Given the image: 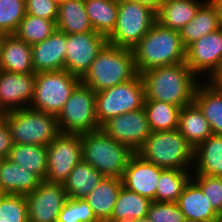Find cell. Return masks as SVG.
<instances>
[{
    "mask_svg": "<svg viewBox=\"0 0 222 222\" xmlns=\"http://www.w3.org/2000/svg\"><path fill=\"white\" fill-rule=\"evenodd\" d=\"M140 75L145 87V100H158L181 108L193 103L201 82L185 62L155 67Z\"/></svg>",
    "mask_w": 222,
    "mask_h": 222,
    "instance_id": "obj_1",
    "label": "cell"
},
{
    "mask_svg": "<svg viewBox=\"0 0 222 222\" xmlns=\"http://www.w3.org/2000/svg\"><path fill=\"white\" fill-rule=\"evenodd\" d=\"M132 50L138 74L185 62L186 48L179 31L166 28L157 21Z\"/></svg>",
    "mask_w": 222,
    "mask_h": 222,
    "instance_id": "obj_2",
    "label": "cell"
},
{
    "mask_svg": "<svg viewBox=\"0 0 222 222\" xmlns=\"http://www.w3.org/2000/svg\"><path fill=\"white\" fill-rule=\"evenodd\" d=\"M133 50L107 43L81 82L95 93L133 79L137 75Z\"/></svg>",
    "mask_w": 222,
    "mask_h": 222,
    "instance_id": "obj_3",
    "label": "cell"
},
{
    "mask_svg": "<svg viewBox=\"0 0 222 222\" xmlns=\"http://www.w3.org/2000/svg\"><path fill=\"white\" fill-rule=\"evenodd\" d=\"M136 153L162 169L193 170L194 148L178 129L151 132Z\"/></svg>",
    "mask_w": 222,
    "mask_h": 222,
    "instance_id": "obj_4",
    "label": "cell"
},
{
    "mask_svg": "<svg viewBox=\"0 0 222 222\" xmlns=\"http://www.w3.org/2000/svg\"><path fill=\"white\" fill-rule=\"evenodd\" d=\"M80 135L82 160L104 177L122 178L135 152L109 137L101 128Z\"/></svg>",
    "mask_w": 222,
    "mask_h": 222,
    "instance_id": "obj_5",
    "label": "cell"
},
{
    "mask_svg": "<svg viewBox=\"0 0 222 222\" xmlns=\"http://www.w3.org/2000/svg\"><path fill=\"white\" fill-rule=\"evenodd\" d=\"M16 144L47 146L59 133L57 116L24 107L1 114Z\"/></svg>",
    "mask_w": 222,
    "mask_h": 222,
    "instance_id": "obj_6",
    "label": "cell"
},
{
    "mask_svg": "<svg viewBox=\"0 0 222 222\" xmlns=\"http://www.w3.org/2000/svg\"><path fill=\"white\" fill-rule=\"evenodd\" d=\"M156 22V11L133 0H118V17L108 43L133 49Z\"/></svg>",
    "mask_w": 222,
    "mask_h": 222,
    "instance_id": "obj_7",
    "label": "cell"
},
{
    "mask_svg": "<svg viewBox=\"0 0 222 222\" xmlns=\"http://www.w3.org/2000/svg\"><path fill=\"white\" fill-rule=\"evenodd\" d=\"M81 79L67 70L35 73L30 108L58 116Z\"/></svg>",
    "mask_w": 222,
    "mask_h": 222,
    "instance_id": "obj_8",
    "label": "cell"
},
{
    "mask_svg": "<svg viewBox=\"0 0 222 222\" xmlns=\"http://www.w3.org/2000/svg\"><path fill=\"white\" fill-rule=\"evenodd\" d=\"M145 87L140 74L96 93V118L101 126L112 117L144 107Z\"/></svg>",
    "mask_w": 222,
    "mask_h": 222,
    "instance_id": "obj_9",
    "label": "cell"
},
{
    "mask_svg": "<svg viewBox=\"0 0 222 222\" xmlns=\"http://www.w3.org/2000/svg\"><path fill=\"white\" fill-rule=\"evenodd\" d=\"M95 101L96 93L81 82L57 116L60 133L84 134L100 129Z\"/></svg>",
    "mask_w": 222,
    "mask_h": 222,
    "instance_id": "obj_10",
    "label": "cell"
},
{
    "mask_svg": "<svg viewBox=\"0 0 222 222\" xmlns=\"http://www.w3.org/2000/svg\"><path fill=\"white\" fill-rule=\"evenodd\" d=\"M47 156L44 181L64 184L72 169L82 160L81 135L59 133L47 145Z\"/></svg>",
    "mask_w": 222,
    "mask_h": 222,
    "instance_id": "obj_11",
    "label": "cell"
},
{
    "mask_svg": "<svg viewBox=\"0 0 222 222\" xmlns=\"http://www.w3.org/2000/svg\"><path fill=\"white\" fill-rule=\"evenodd\" d=\"M100 128L109 137L128 146L135 153L152 132L144 108L112 117Z\"/></svg>",
    "mask_w": 222,
    "mask_h": 222,
    "instance_id": "obj_12",
    "label": "cell"
},
{
    "mask_svg": "<svg viewBox=\"0 0 222 222\" xmlns=\"http://www.w3.org/2000/svg\"><path fill=\"white\" fill-rule=\"evenodd\" d=\"M107 43V37L95 31L67 34L65 70L81 79Z\"/></svg>",
    "mask_w": 222,
    "mask_h": 222,
    "instance_id": "obj_13",
    "label": "cell"
},
{
    "mask_svg": "<svg viewBox=\"0 0 222 222\" xmlns=\"http://www.w3.org/2000/svg\"><path fill=\"white\" fill-rule=\"evenodd\" d=\"M185 63L199 79H208L222 64V27L189 45Z\"/></svg>",
    "mask_w": 222,
    "mask_h": 222,
    "instance_id": "obj_14",
    "label": "cell"
},
{
    "mask_svg": "<svg viewBox=\"0 0 222 222\" xmlns=\"http://www.w3.org/2000/svg\"><path fill=\"white\" fill-rule=\"evenodd\" d=\"M29 222H57L68 196L63 184L42 181L31 193L25 195Z\"/></svg>",
    "mask_w": 222,
    "mask_h": 222,
    "instance_id": "obj_15",
    "label": "cell"
},
{
    "mask_svg": "<svg viewBox=\"0 0 222 222\" xmlns=\"http://www.w3.org/2000/svg\"><path fill=\"white\" fill-rule=\"evenodd\" d=\"M35 73L0 70V115L29 107L34 94Z\"/></svg>",
    "mask_w": 222,
    "mask_h": 222,
    "instance_id": "obj_16",
    "label": "cell"
},
{
    "mask_svg": "<svg viewBox=\"0 0 222 222\" xmlns=\"http://www.w3.org/2000/svg\"><path fill=\"white\" fill-rule=\"evenodd\" d=\"M162 170L135 153L130 158L121 178L123 187L151 201H156V188Z\"/></svg>",
    "mask_w": 222,
    "mask_h": 222,
    "instance_id": "obj_17",
    "label": "cell"
},
{
    "mask_svg": "<svg viewBox=\"0 0 222 222\" xmlns=\"http://www.w3.org/2000/svg\"><path fill=\"white\" fill-rule=\"evenodd\" d=\"M67 34L56 30L45 40L32 45V63L35 73L65 69Z\"/></svg>",
    "mask_w": 222,
    "mask_h": 222,
    "instance_id": "obj_18",
    "label": "cell"
},
{
    "mask_svg": "<svg viewBox=\"0 0 222 222\" xmlns=\"http://www.w3.org/2000/svg\"><path fill=\"white\" fill-rule=\"evenodd\" d=\"M177 204L188 222H208L220 217L192 179L186 184Z\"/></svg>",
    "mask_w": 222,
    "mask_h": 222,
    "instance_id": "obj_19",
    "label": "cell"
},
{
    "mask_svg": "<svg viewBox=\"0 0 222 222\" xmlns=\"http://www.w3.org/2000/svg\"><path fill=\"white\" fill-rule=\"evenodd\" d=\"M41 182L36 174L19 167L7 158L0 163V194L27 195Z\"/></svg>",
    "mask_w": 222,
    "mask_h": 222,
    "instance_id": "obj_20",
    "label": "cell"
},
{
    "mask_svg": "<svg viewBox=\"0 0 222 222\" xmlns=\"http://www.w3.org/2000/svg\"><path fill=\"white\" fill-rule=\"evenodd\" d=\"M222 27V18L218 7L205 1L197 10L195 17L179 30L183 45H189L202 36L212 33Z\"/></svg>",
    "mask_w": 222,
    "mask_h": 222,
    "instance_id": "obj_21",
    "label": "cell"
},
{
    "mask_svg": "<svg viewBox=\"0 0 222 222\" xmlns=\"http://www.w3.org/2000/svg\"><path fill=\"white\" fill-rule=\"evenodd\" d=\"M0 70L35 73L32 63V46L15 34H7L0 52Z\"/></svg>",
    "mask_w": 222,
    "mask_h": 222,
    "instance_id": "obj_22",
    "label": "cell"
},
{
    "mask_svg": "<svg viewBox=\"0 0 222 222\" xmlns=\"http://www.w3.org/2000/svg\"><path fill=\"white\" fill-rule=\"evenodd\" d=\"M122 187L121 178L104 177L84 199L89 203L99 222H108L111 219L113 207Z\"/></svg>",
    "mask_w": 222,
    "mask_h": 222,
    "instance_id": "obj_23",
    "label": "cell"
},
{
    "mask_svg": "<svg viewBox=\"0 0 222 222\" xmlns=\"http://www.w3.org/2000/svg\"><path fill=\"white\" fill-rule=\"evenodd\" d=\"M206 0H164L156 11V21L172 30L179 31L191 19Z\"/></svg>",
    "mask_w": 222,
    "mask_h": 222,
    "instance_id": "obj_24",
    "label": "cell"
},
{
    "mask_svg": "<svg viewBox=\"0 0 222 222\" xmlns=\"http://www.w3.org/2000/svg\"><path fill=\"white\" fill-rule=\"evenodd\" d=\"M192 174L222 177V136L211 135L194 149Z\"/></svg>",
    "mask_w": 222,
    "mask_h": 222,
    "instance_id": "obj_25",
    "label": "cell"
},
{
    "mask_svg": "<svg viewBox=\"0 0 222 222\" xmlns=\"http://www.w3.org/2000/svg\"><path fill=\"white\" fill-rule=\"evenodd\" d=\"M178 130L194 149L213 135L208 120L194 102L181 108Z\"/></svg>",
    "mask_w": 222,
    "mask_h": 222,
    "instance_id": "obj_26",
    "label": "cell"
},
{
    "mask_svg": "<svg viewBox=\"0 0 222 222\" xmlns=\"http://www.w3.org/2000/svg\"><path fill=\"white\" fill-rule=\"evenodd\" d=\"M57 29L66 34L94 31L86 12L84 0H65L58 4Z\"/></svg>",
    "mask_w": 222,
    "mask_h": 222,
    "instance_id": "obj_27",
    "label": "cell"
},
{
    "mask_svg": "<svg viewBox=\"0 0 222 222\" xmlns=\"http://www.w3.org/2000/svg\"><path fill=\"white\" fill-rule=\"evenodd\" d=\"M104 176L90 164L81 160L71 171L63 186L68 198L85 199Z\"/></svg>",
    "mask_w": 222,
    "mask_h": 222,
    "instance_id": "obj_28",
    "label": "cell"
},
{
    "mask_svg": "<svg viewBox=\"0 0 222 222\" xmlns=\"http://www.w3.org/2000/svg\"><path fill=\"white\" fill-rule=\"evenodd\" d=\"M197 86L193 102L208 120L213 135L222 136V94L207 81Z\"/></svg>",
    "mask_w": 222,
    "mask_h": 222,
    "instance_id": "obj_29",
    "label": "cell"
},
{
    "mask_svg": "<svg viewBox=\"0 0 222 222\" xmlns=\"http://www.w3.org/2000/svg\"><path fill=\"white\" fill-rule=\"evenodd\" d=\"M47 158V146L16 143H13L7 157L19 167L36 174L42 181L47 173Z\"/></svg>",
    "mask_w": 222,
    "mask_h": 222,
    "instance_id": "obj_30",
    "label": "cell"
},
{
    "mask_svg": "<svg viewBox=\"0 0 222 222\" xmlns=\"http://www.w3.org/2000/svg\"><path fill=\"white\" fill-rule=\"evenodd\" d=\"M153 201L122 187L108 222H127L145 218Z\"/></svg>",
    "mask_w": 222,
    "mask_h": 222,
    "instance_id": "obj_31",
    "label": "cell"
},
{
    "mask_svg": "<svg viewBox=\"0 0 222 222\" xmlns=\"http://www.w3.org/2000/svg\"><path fill=\"white\" fill-rule=\"evenodd\" d=\"M87 15L95 32L108 37L118 17V0H84Z\"/></svg>",
    "mask_w": 222,
    "mask_h": 222,
    "instance_id": "obj_32",
    "label": "cell"
},
{
    "mask_svg": "<svg viewBox=\"0 0 222 222\" xmlns=\"http://www.w3.org/2000/svg\"><path fill=\"white\" fill-rule=\"evenodd\" d=\"M143 108L152 132L178 129L181 107L158 100H145Z\"/></svg>",
    "mask_w": 222,
    "mask_h": 222,
    "instance_id": "obj_33",
    "label": "cell"
},
{
    "mask_svg": "<svg viewBox=\"0 0 222 222\" xmlns=\"http://www.w3.org/2000/svg\"><path fill=\"white\" fill-rule=\"evenodd\" d=\"M192 173V170L163 169L156 188V202H177Z\"/></svg>",
    "mask_w": 222,
    "mask_h": 222,
    "instance_id": "obj_34",
    "label": "cell"
},
{
    "mask_svg": "<svg viewBox=\"0 0 222 222\" xmlns=\"http://www.w3.org/2000/svg\"><path fill=\"white\" fill-rule=\"evenodd\" d=\"M56 28V20L25 14L14 34L32 46L47 39Z\"/></svg>",
    "mask_w": 222,
    "mask_h": 222,
    "instance_id": "obj_35",
    "label": "cell"
},
{
    "mask_svg": "<svg viewBox=\"0 0 222 222\" xmlns=\"http://www.w3.org/2000/svg\"><path fill=\"white\" fill-rule=\"evenodd\" d=\"M0 222H29L25 195L0 194Z\"/></svg>",
    "mask_w": 222,
    "mask_h": 222,
    "instance_id": "obj_36",
    "label": "cell"
},
{
    "mask_svg": "<svg viewBox=\"0 0 222 222\" xmlns=\"http://www.w3.org/2000/svg\"><path fill=\"white\" fill-rule=\"evenodd\" d=\"M25 14V0H0V31L14 34Z\"/></svg>",
    "mask_w": 222,
    "mask_h": 222,
    "instance_id": "obj_37",
    "label": "cell"
},
{
    "mask_svg": "<svg viewBox=\"0 0 222 222\" xmlns=\"http://www.w3.org/2000/svg\"><path fill=\"white\" fill-rule=\"evenodd\" d=\"M57 222H99L89 203L84 199L67 198Z\"/></svg>",
    "mask_w": 222,
    "mask_h": 222,
    "instance_id": "obj_38",
    "label": "cell"
},
{
    "mask_svg": "<svg viewBox=\"0 0 222 222\" xmlns=\"http://www.w3.org/2000/svg\"><path fill=\"white\" fill-rule=\"evenodd\" d=\"M191 179L201 188L213 209L222 215V177L192 174Z\"/></svg>",
    "mask_w": 222,
    "mask_h": 222,
    "instance_id": "obj_39",
    "label": "cell"
},
{
    "mask_svg": "<svg viewBox=\"0 0 222 222\" xmlns=\"http://www.w3.org/2000/svg\"><path fill=\"white\" fill-rule=\"evenodd\" d=\"M147 218L151 222H188L177 202L153 201L149 207Z\"/></svg>",
    "mask_w": 222,
    "mask_h": 222,
    "instance_id": "obj_40",
    "label": "cell"
},
{
    "mask_svg": "<svg viewBox=\"0 0 222 222\" xmlns=\"http://www.w3.org/2000/svg\"><path fill=\"white\" fill-rule=\"evenodd\" d=\"M26 14L47 20H56L58 3L54 0H25Z\"/></svg>",
    "mask_w": 222,
    "mask_h": 222,
    "instance_id": "obj_41",
    "label": "cell"
},
{
    "mask_svg": "<svg viewBox=\"0 0 222 222\" xmlns=\"http://www.w3.org/2000/svg\"><path fill=\"white\" fill-rule=\"evenodd\" d=\"M13 146L11 131L5 119L0 115V156L7 158Z\"/></svg>",
    "mask_w": 222,
    "mask_h": 222,
    "instance_id": "obj_42",
    "label": "cell"
},
{
    "mask_svg": "<svg viewBox=\"0 0 222 222\" xmlns=\"http://www.w3.org/2000/svg\"><path fill=\"white\" fill-rule=\"evenodd\" d=\"M206 81L222 94V64Z\"/></svg>",
    "mask_w": 222,
    "mask_h": 222,
    "instance_id": "obj_43",
    "label": "cell"
},
{
    "mask_svg": "<svg viewBox=\"0 0 222 222\" xmlns=\"http://www.w3.org/2000/svg\"><path fill=\"white\" fill-rule=\"evenodd\" d=\"M133 1L145 4L151 7L153 10L157 11L164 0H133Z\"/></svg>",
    "mask_w": 222,
    "mask_h": 222,
    "instance_id": "obj_44",
    "label": "cell"
},
{
    "mask_svg": "<svg viewBox=\"0 0 222 222\" xmlns=\"http://www.w3.org/2000/svg\"><path fill=\"white\" fill-rule=\"evenodd\" d=\"M6 35L7 34L5 32L0 31V52H1L2 44H3V41H4L5 37H6Z\"/></svg>",
    "mask_w": 222,
    "mask_h": 222,
    "instance_id": "obj_45",
    "label": "cell"
},
{
    "mask_svg": "<svg viewBox=\"0 0 222 222\" xmlns=\"http://www.w3.org/2000/svg\"><path fill=\"white\" fill-rule=\"evenodd\" d=\"M127 222H151V221L147 217H145V218L133 219Z\"/></svg>",
    "mask_w": 222,
    "mask_h": 222,
    "instance_id": "obj_46",
    "label": "cell"
},
{
    "mask_svg": "<svg viewBox=\"0 0 222 222\" xmlns=\"http://www.w3.org/2000/svg\"><path fill=\"white\" fill-rule=\"evenodd\" d=\"M215 5L218 7V11L220 13V16L222 18V0H218Z\"/></svg>",
    "mask_w": 222,
    "mask_h": 222,
    "instance_id": "obj_47",
    "label": "cell"
},
{
    "mask_svg": "<svg viewBox=\"0 0 222 222\" xmlns=\"http://www.w3.org/2000/svg\"><path fill=\"white\" fill-rule=\"evenodd\" d=\"M206 1L209 2V3L215 4L218 0H206Z\"/></svg>",
    "mask_w": 222,
    "mask_h": 222,
    "instance_id": "obj_48",
    "label": "cell"
},
{
    "mask_svg": "<svg viewBox=\"0 0 222 222\" xmlns=\"http://www.w3.org/2000/svg\"><path fill=\"white\" fill-rule=\"evenodd\" d=\"M208 222H220V221H219V218H217V219H215V220L208 221Z\"/></svg>",
    "mask_w": 222,
    "mask_h": 222,
    "instance_id": "obj_49",
    "label": "cell"
},
{
    "mask_svg": "<svg viewBox=\"0 0 222 222\" xmlns=\"http://www.w3.org/2000/svg\"><path fill=\"white\" fill-rule=\"evenodd\" d=\"M54 1H56L59 4L60 2H63L65 0H54Z\"/></svg>",
    "mask_w": 222,
    "mask_h": 222,
    "instance_id": "obj_50",
    "label": "cell"
},
{
    "mask_svg": "<svg viewBox=\"0 0 222 222\" xmlns=\"http://www.w3.org/2000/svg\"><path fill=\"white\" fill-rule=\"evenodd\" d=\"M219 221L222 222V215H220V217H219Z\"/></svg>",
    "mask_w": 222,
    "mask_h": 222,
    "instance_id": "obj_51",
    "label": "cell"
}]
</instances>
